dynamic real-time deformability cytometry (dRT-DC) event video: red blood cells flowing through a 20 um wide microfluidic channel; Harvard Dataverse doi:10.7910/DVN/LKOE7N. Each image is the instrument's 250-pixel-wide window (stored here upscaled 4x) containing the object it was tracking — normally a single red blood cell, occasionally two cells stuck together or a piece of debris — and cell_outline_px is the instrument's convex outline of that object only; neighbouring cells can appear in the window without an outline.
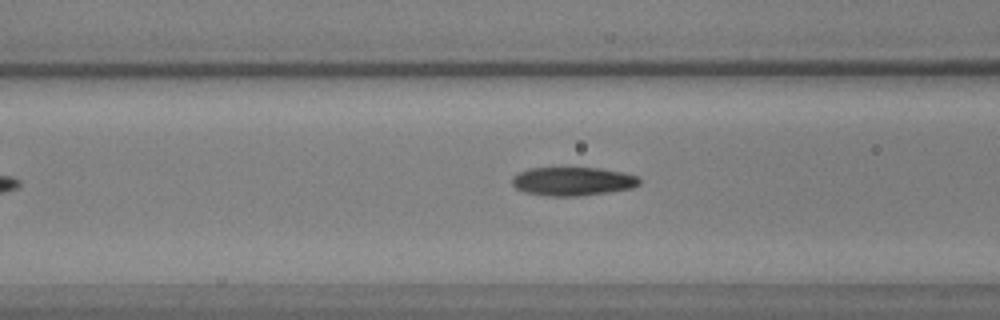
{"species": "common noctule bat (a hibernating species)", "species_latin": "Nyctalus noctula", "temperature_condition": "warm", "stored_images_in_passage": 30, "camera_frame_rate_fps": 3000, "um_per_image_px": 0.085, "animal": {"sex": "male", "body_mass_g": 17.9, "forearm_length_mm": 54.2}, "frame": {"image": 1, "passage_image": 9, "time_ms": 2.667, "image_size_px": [1000, 320], "cell_outline_px": [[640, 184], [632, 188], [576, 196], [548, 196], [524, 192], [516, 188], [512, 184], [512, 176], [528, 168], [600, 168], [624, 172], [636, 176], [640, 180]], "centroid_in_image_um": [48.66, 15.4], "position_along_channel_um": 117.9, "area_um2": 21.1}}
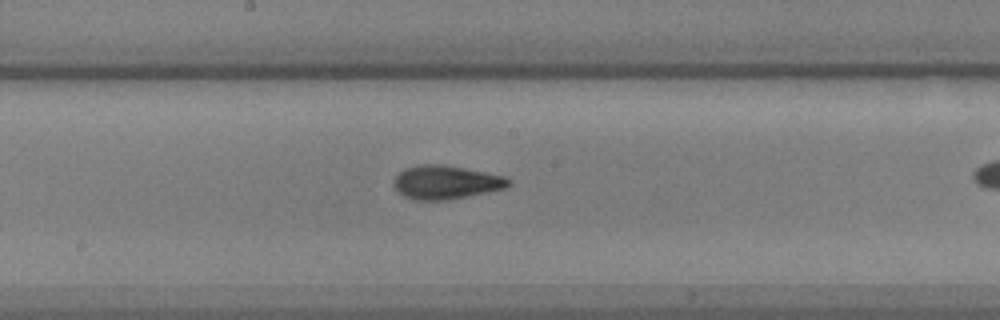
{"frame": {"image": 2, "passage_image": 16, "time_ms": 5.0, "image_size_px": [1000, 320], "cell_outline_px": [[512, 184], [504, 188], [488, 192], [448, 200], [416, 200], [404, 196], [396, 188], [396, 176], [404, 168], [416, 164], [444, 164], [488, 172], [508, 176], [512, 180]], "centroid_in_image_um": [37.98, 15.47], "position_along_channel_um": 210.2, "area_um2": 22.66}}
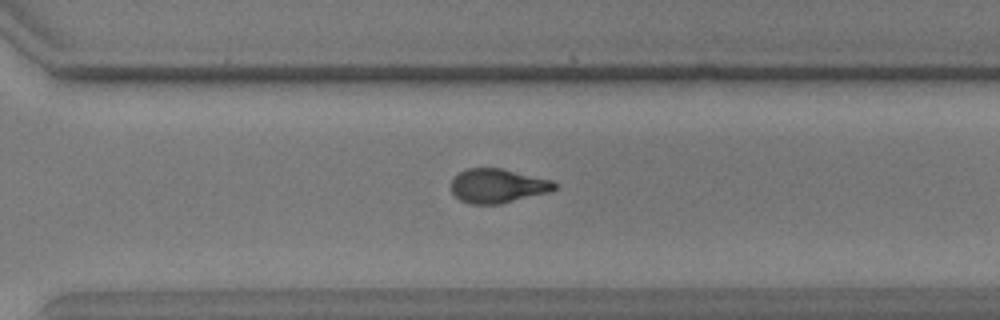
{"frame": {"image": 3, "passage_image": 25, "time_ms": 8.0, "image_size_px": [1000, 320], "cell_outline_px": [[556, 188], [548, 192], [500, 204], [472, 204], [460, 200], [452, 192], [452, 180], [460, 172], [468, 168], [504, 168], [552, 180], [556, 184]], "centroid_in_image_um": [42.31, 15.79], "position_along_channel_um": 328.3, "area_um2": 20.46}}